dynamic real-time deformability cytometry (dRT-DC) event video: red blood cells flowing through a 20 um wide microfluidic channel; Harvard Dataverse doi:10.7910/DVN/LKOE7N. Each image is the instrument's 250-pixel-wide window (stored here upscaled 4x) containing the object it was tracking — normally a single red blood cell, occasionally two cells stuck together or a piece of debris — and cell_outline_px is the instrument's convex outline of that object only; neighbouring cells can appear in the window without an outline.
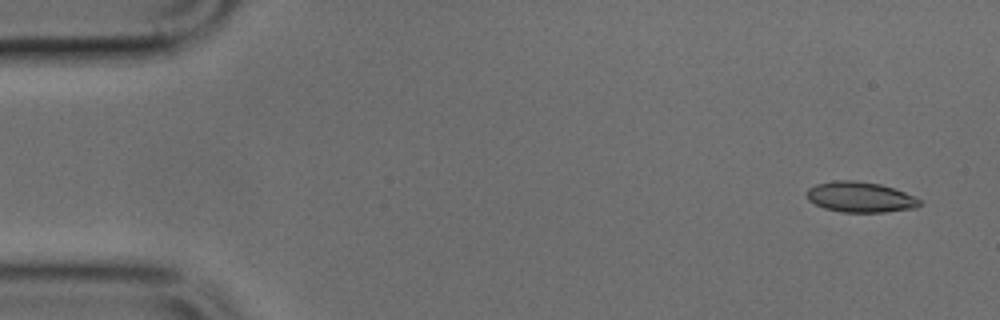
{"species": "common noctule bat (a hibernating species)", "species_latin": "Nyctalus noctula", "temperature_condition": "cold", "stored_images_in_passage": 4, "camera_frame_rate_fps": 3000, "um_per_image_px": 0.085, "animal": {"sex": "male", "body_mass_g": 17.9, "forearm_length_mm": 54.2}, "frame": {"image": 1, "passage_image": 1, "time_ms": 0.0, "image_size_px": [1000, 320], "cell_outline_px": [[920, 204], [916, 208], [884, 212], [844, 212], [824, 208], [808, 200], [808, 188], [816, 184], [836, 180], [852, 180], [880, 184], [904, 192], [920, 200]], "centroid_in_image_um": [73.11, 16.75], "position_along_channel_um": 11.9, "area_um2": 19.77}}
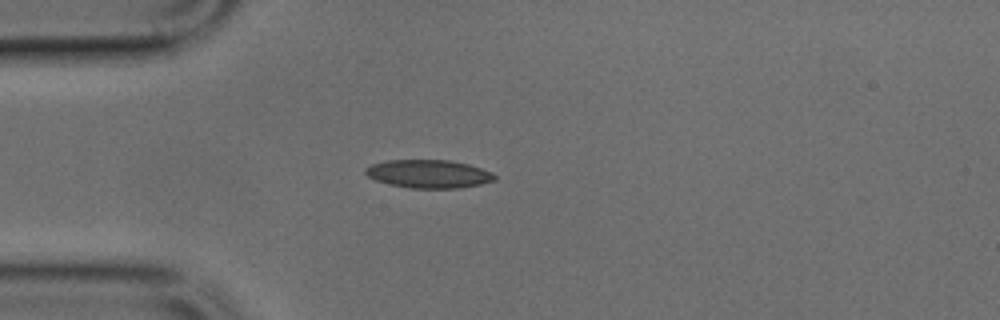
{"frame": {"image": 2, "passage_image": 4, "time_ms": 1.0, "image_size_px": [1000, 320], "cell_outline_px": [[496, 180], [480, 184], [460, 188], [412, 188], [392, 184], [376, 180], [368, 176], [364, 172], [364, 168], [372, 164], [388, 160], [448, 160], [468, 164], [492, 172], [496, 176]], "centroid_in_image_um": [36.45, 14.77], "position_along_channel_um": 48.6, "area_um2": 21.1}}